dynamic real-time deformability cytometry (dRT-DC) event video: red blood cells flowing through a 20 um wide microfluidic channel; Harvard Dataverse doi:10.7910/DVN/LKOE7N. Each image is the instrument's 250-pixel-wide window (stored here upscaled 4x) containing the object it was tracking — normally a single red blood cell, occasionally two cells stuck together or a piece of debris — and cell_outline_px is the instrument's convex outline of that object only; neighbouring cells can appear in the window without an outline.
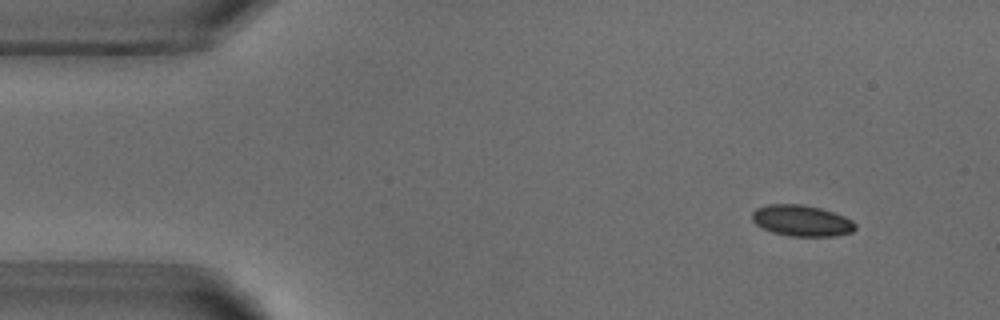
{"species": "common noctule bat (a hibernating species)", "species_latin": "Nyctalus noctula", "temperature_condition": "warm", "stored_images_in_passage": 5, "camera_frame_rate_fps": 3000, "um_per_image_px": 0.085, "animal": {"sex": "male", "body_mass_g": 18.8}, "frame": {"image": 1, "passage_image": 1, "time_ms": 0.0, "image_size_px": [1000, 320], "cell_outline_px": [[856, 228], [852, 232], [836, 236], [788, 236], [772, 232], [756, 224], [752, 220], [752, 212], [756, 208], [768, 204], [800, 204], [820, 208], [844, 216], [852, 220], [856, 224]], "centroid_in_image_um": [68.14, 18.76], "position_along_channel_um": 16.9, "area_um2": 18.73}}
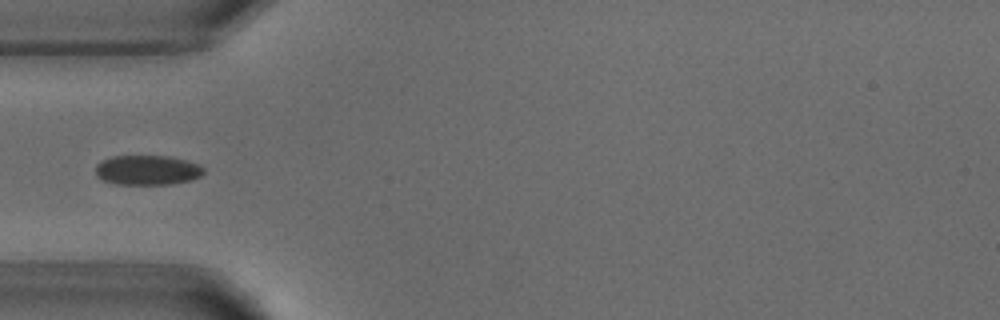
{"frame": {"image": 2, "passage_image": 4, "time_ms": 3.667, "image_size_px": [1000, 320], "cell_outline_px": [[204, 172], [200, 176], [192, 180], [172, 184], [116, 184], [100, 180], [96, 176], [96, 164], [100, 160], [112, 156], [168, 156], [200, 164], [204, 168]], "centroid_in_image_um": [12.5, 14.46], "position_along_channel_um": 72.5, "area_um2": 18.96}}